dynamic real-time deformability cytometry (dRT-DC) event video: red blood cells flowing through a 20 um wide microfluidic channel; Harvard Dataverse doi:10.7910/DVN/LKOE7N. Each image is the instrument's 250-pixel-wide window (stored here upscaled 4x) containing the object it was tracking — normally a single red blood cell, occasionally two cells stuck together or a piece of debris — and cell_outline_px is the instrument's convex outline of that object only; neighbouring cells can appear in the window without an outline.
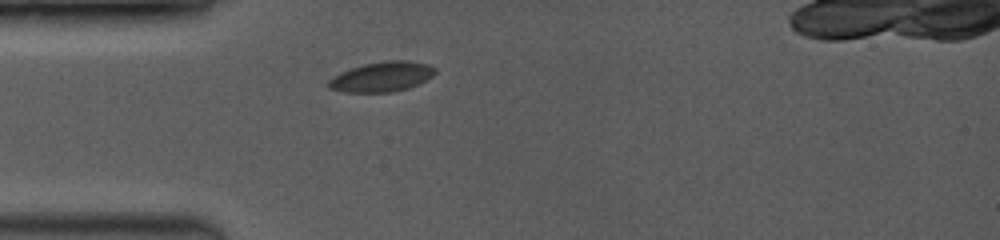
{"species": "common noctule bat (a hibernating species)", "species_latin": "Nyctalus noctula", "temperature_condition": "room temperature", "stored_images_in_passage": 1, "camera_frame_rate_fps": 3500, "um_per_image_px": 0.085, "animal": {"sex": "female", "body_mass_g": 19.0, "forearm_length_mm": 53.3}, "frame": {"image": 1, "passage_image": 1, "time_ms": 0.0, "image_size_px": [1000, 240], "cell_outline_px": [[436, 72], [432, 76], [408, 88], [392, 92], [344, 92], [328, 88], [328, 80], [340, 72], [364, 64], [392, 60], [404, 60], [428, 64], [436, 68]], "centroid_in_image_um": [32.44, 6.53], "position_along_channel_um": 52.6, "area_um2": 18.38}}